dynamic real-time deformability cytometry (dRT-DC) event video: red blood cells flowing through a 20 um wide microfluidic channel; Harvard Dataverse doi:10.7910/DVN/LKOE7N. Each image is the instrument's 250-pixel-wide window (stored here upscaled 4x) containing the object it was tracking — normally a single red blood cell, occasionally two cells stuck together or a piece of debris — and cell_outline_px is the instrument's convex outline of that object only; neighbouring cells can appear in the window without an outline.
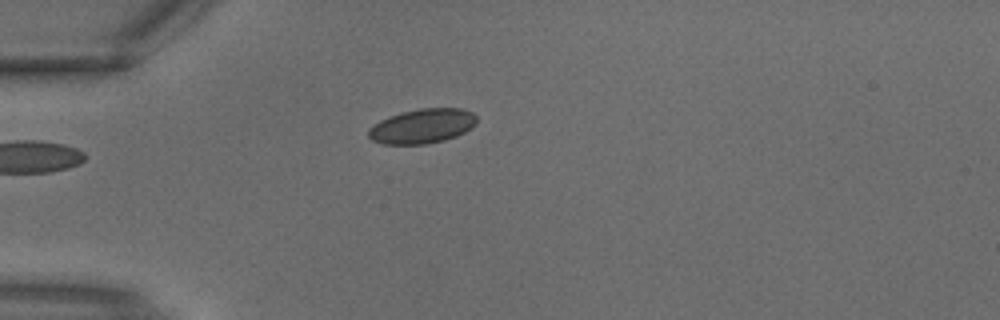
{"species": "common noctule bat (a hibernating species)", "species_latin": "Nyctalus noctula", "temperature_condition": "warm", "stored_images_in_passage": 2, "camera_frame_rate_fps": 3000, "um_per_image_px": 0.085, "animal": {"sex": "male", "body_mass_g": 18.8}, "frame": {"image": 1, "passage_image": 2, "time_ms": 0.333, "image_size_px": [1000, 320], "cell_outline_px": [[476, 124], [472, 128], [456, 136], [444, 140], [424, 144], [384, 144], [372, 140], [368, 136], [368, 128], [380, 120], [400, 112], [420, 108], [464, 108], [472, 112], [476, 116]], "centroid_in_image_um": [35.9, 10.71], "position_along_channel_um": 49.1, "area_um2": 21.91}}